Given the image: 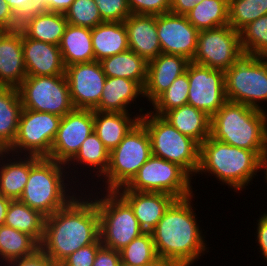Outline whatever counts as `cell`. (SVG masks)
<instances>
[{"label":"cell","instance_id":"cell-1","mask_svg":"<svg viewBox=\"0 0 267 266\" xmlns=\"http://www.w3.org/2000/svg\"><path fill=\"white\" fill-rule=\"evenodd\" d=\"M85 190H81L65 207L45 218L40 249L57 265L100 238L96 200L90 189Z\"/></svg>","mask_w":267,"mask_h":266},{"label":"cell","instance_id":"cell-2","mask_svg":"<svg viewBox=\"0 0 267 266\" xmlns=\"http://www.w3.org/2000/svg\"><path fill=\"white\" fill-rule=\"evenodd\" d=\"M194 195L175 199L151 231L157 255L163 262L192 266L209 252L204 230L196 218L197 209L193 207Z\"/></svg>","mask_w":267,"mask_h":266},{"label":"cell","instance_id":"cell-3","mask_svg":"<svg viewBox=\"0 0 267 266\" xmlns=\"http://www.w3.org/2000/svg\"><path fill=\"white\" fill-rule=\"evenodd\" d=\"M261 158L251 150L231 146L209 136L200 144L199 168L196 173L214 176L233 192L246 191L260 172ZM201 173V174H200ZM213 174V175H212Z\"/></svg>","mask_w":267,"mask_h":266},{"label":"cell","instance_id":"cell-4","mask_svg":"<svg viewBox=\"0 0 267 266\" xmlns=\"http://www.w3.org/2000/svg\"><path fill=\"white\" fill-rule=\"evenodd\" d=\"M210 136L261 158L267 151V112L227 101L211 117Z\"/></svg>","mask_w":267,"mask_h":266},{"label":"cell","instance_id":"cell-5","mask_svg":"<svg viewBox=\"0 0 267 266\" xmlns=\"http://www.w3.org/2000/svg\"><path fill=\"white\" fill-rule=\"evenodd\" d=\"M69 175L65 164L41 158L30 169L28 181L19 201L45 217L51 216L83 190L70 179Z\"/></svg>","mask_w":267,"mask_h":266},{"label":"cell","instance_id":"cell-6","mask_svg":"<svg viewBox=\"0 0 267 266\" xmlns=\"http://www.w3.org/2000/svg\"><path fill=\"white\" fill-rule=\"evenodd\" d=\"M151 143L145 125L139 121L123 140L109 153V166L105 174L92 182L98 190L116 191L125 187L137 174L140 167L150 158ZM105 186V187H104ZM93 187V188H92ZM103 187V189H102Z\"/></svg>","mask_w":267,"mask_h":266},{"label":"cell","instance_id":"cell-7","mask_svg":"<svg viewBox=\"0 0 267 266\" xmlns=\"http://www.w3.org/2000/svg\"><path fill=\"white\" fill-rule=\"evenodd\" d=\"M95 190L91 189L90 194L99 213L100 241L104 247L120 251L145 231L131 206L116 191Z\"/></svg>","mask_w":267,"mask_h":266},{"label":"cell","instance_id":"cell-8","mask_svg":"<svg viewBox=\"0 0 267 266\" xmlns=\"http://www.w3.org/2000/svg\"><path fill=\"white\" fill-rule=\"evenodd\" d=\"M148 132L152 155L175 163L191 177L199 168L200 145L191 137L181 134L162 116L146 111L140 118Z\"/></svg>","mask_w":267,"mask_h":266},{"label":"cell","instance_id":"cell-9","mask_svg":"<svg viewBox=\"0 0 267 266\" xmlns=\"http://www.w3.org/2000/svg\"><path fill=\"white\" fill-rule=\"evenodd\" d=\"M225 95L229 102L267 112L261 105L267 101V57L244 54L227 69Z\"/></svg>","mask_w":267,"mask_h":266},{"label":"cell","instance_id":"cell-10","mask_svg":"<svg viewBox=\"0 0 267 266\" xmlns=\"http://www.w3.org/2000/svg\"><path fill=\"white\" fill-rule=\"evenodd\" d=\"M193 179L179 165L151 155L133 179L118 190L159 192L182 199L193 195Z\"/></svg>","mask_w":267,"mask_h":266},{"label":"cell","instance_id":"cell-11","mask_svg":"<svg viewBox=\"0 0 267 266\" xmlns=\"http://www.w3.org/2000/svg\"><path fill=\"white\" fill-rule=\"evenodd\" d=\"M17 89L23 109L60 117L74 109L65 75L27 76Z\"/></svg>","mask_w":267,"mask_h":266},{"label":"cell","instance_id":"cell-12","mask_svg":"<svg viewBox=\"0 0 267 266\" xmlns=\"http://www.w3.org/2000/svg\"><path fill=\"white\" fill-rule=\"evenodd\" d=\"M61 118L47 112L22 109L16 138L6 151L15 155L48 158Z\"/></svg>","mask_w":267,"mask_h":266},{"label":"cell","instance_id":"cell-13","mask_svg":"<svg viewBox=\"0 0 267 266\" xmlns=\"http://www.w3.org/2000/svg\"><path fill=\"white\" fill-rule=\"evenodd\" d=\"M243 55L240 32L226 25L199 31L197 49L191 62L226 71Z\"/></svg>","mask_w":267,"mask_h":266},{"label":"cell","instance_id":"cell-14","mask_svg":"<svg viewBox=\"0 0 267 266\" xmlns=\"http://www.w3.org/2000/svg\"><path fill=\"white\" fill-rule=\"evenodd\" d=\"M188 104L212 117L226 102L225 71L190 62Z\"/></svg>","mask_w":267,"mask_h":266},{"label":"cell","instance_id":"cell-15","mask_svg":"<svg viewBox=\"0 0 267 266\" xmlns=\"http://www.w3.org/2000/svg\"><path fill=\"white\" fill-rule=\"evenodd\" d=\"M93 131L94 110L74 108L61 118L48 158L67 165Z\"/></svg>","mask_w":267,"mask_h":266},{"label":"cell","instance_id":"cell-16","mask_svg":"<svg viewBox=\"0 0 267 266\" xmlns=\"http://www.w3.org/2000/svg\"><path fill=\"white\" fill-rule=\"evenodd\" d=\"M65 77L74 108L93 110L100 103L107 77L99 61L67 66Z\"/></svg>","mask_w":267,"mask_h":266},{"label":"cell","instance_id":"cell-17","mask_svg":"<svg viewBox=\"0 0 267 266\" xmlns=\"http://www.w3.org/2000/svg\"><path fill=\"white\" fill-rule=\"evenodd\" d=\"M156 26L161 53L180 55L190 61L193 59L199 31L186 15L171 12L157 15Z\"/></svg>","mask_w":267,"mask_h":266},{"label":"cell","instance_id":"cell-18","mask_svg":"<svg viewBox=\"0 0 267 266\" xmlns=\"http://www.w3.org/2000/svg\"><path fill=\"white\" fill-rule=\"evenodd\" d=\"M191 61L180 55L161 53L148 62L144 99L150 105L164 93L177 77L184 74Z\"/></svg>","mask_w":267,"mask_h":266},{"label":"cell","instance_id":"cell-19","mask_svg":"<svg viewBox=\"0 0 267 266\" xmlns=\"http://www.w3.org/2000/svg\"><path fill=\"white\" fill-rule=\"evenodd\" d=\"M22 47L27 76L65 75L59 46L30 39L22 32Z\"/></svg>","mask_w":267,"mask_h":266},{"label":"cell","instance_id":"cell-20","mask_svg":"<svg viewBox=\"0 0 267 266\" xmlns=\"http://www.w3.org/2000/svg\"><path fill=\"white\" fill-rule=\"evenodd\" d=\"M116 192L131 206L140 227L145 232H151L166 209L176 199L172 195L159 192H143L133 190H116Z\"/></svg>","mask_w":267,"mask_h":266},{"label":"cell","instance_id":"cell-21","mask_svg":"<svg viewBox=\"0 0 267 266\" xmlns=\"http://www.w3.org/2000/svg\"><path fill=\"white\" fill-rule=\"evenodd\" d=\"M26 77L22 31H0V86L17 88Z\"/></svg>","mask_w":267,"mask_h":266},{"label":"cell","instance_id":"cell-22","mask_svg":"<svg viewBox=\"0 0 267 266\" xmlns=\"http://www.w3.org/2000/svg\"><path fill=\"white\" fill-rule=\"evenodd\" d=\"M128 37V46L147 62L161 54L157 34L156 16L131 14L123 21Z\"/></svg>","mask_w":267,"mask_h":266},{"label":"cell","instance_id":"cell-23","mask_svg":"<svg viewBox=\"0 0 267 266\" xmlns=\"http://www.w3.org/2000/svg\"><path fill=\"white\" fill-rule=\"evenodd\" d=\"M109 153L110 152L105 148L103 142L98 138L97 134L93 131L85 139V141L82 143V145H81L78 153L75 155V157L66 165L68 173L71 174V175H69L70 178L73 179V181L76 180L75 183H77L78 186L80 185L81 189L83 187V190H85L88 187L87 186L88 184L87 183L82 184L84 179L86 180L88 178V176H91V177L94 176L93 179L97 178L99 180V178H101L105 174V172L107 171L108 166H109ZM78 166L80 167L81 172L85 168H86L85 171L87 170V168L90 169V170L89 169L87 170L88 173H87V171L86 172L83 171V173H85V174H82V175H85V176H83L85 178L81 179L82 180L81 182L79 181L80 179L79 178L77 179V177L75 175V174L78 175V173H76L79 170ZM81 167H83V168H81ZM73 170H74V172H73ZM91 172L94 175H92ZM72 173H74V175ZM87 174H89V175L86 176ZM95 176H97V177H95Z\"/></svg>","mask_w":267,"mask_h":266},{"label":"cell","instance_id":"cell-24","mask_svg":"<svg viewBox=\"0 0 267 266\" xmlns=\"http://www.w3.org/2000/svg\"><path fill=\"white\" fill-rule=\"evenodd\" d=\"M40 159L37 156L10 154L8 151L0 153V194L11 200H19L30 169Z\"/></svg>","mask_w":267,"mask_h":266},{"label":"cell","instance_id":"cell-25","mask_svg":"<svg viewBox=\"0 0 267 266\" xmlns=\"http://www.w3.org/2000/svg\"><path fill=\"white\" fill-rule=\"evenodd\" d=\"M139 97L144 98V89L136 81L107 77L100 103L93 110L134 114L135 112H129V110L133 107L131 104H135L134 101L136 102L137 98L139 100Z\"/></svg>","mask_w":267,"mask_h":266},{"label":"cell","instance_id":"cell-26","mask_svg":"<svg viewBox=\"0 0 267 266\" xmlns=\"http://www.w3.org/2000/svg\"><path fill=\"white\" fill-rule=\"evenodd\" d=\"M145 108H139L135 115L121 112L94 111V132L111 152L130 130L140 121ZM140 114V115H139Z\"/></svg>","mask_w":267,"mask_h":266},{"label":"cell","instance_id":"cell-27","mask_svg":"<svg viewBox=\"0 0 267 266\" xmlns=\"http://www.w3.org/2000/svg\"><path fill=\"white\" fill-rule=\"evenodd\" d=\"M67 25L64 13L37 9L21 20L20 30L30 39L59 46Z\"/></svg>","mask_w":267,"mask_h":266},{"label":"cell","instance_id":"cell-28","mask_svg":"<svg viewBox=\"0 0 267 266\" xmlns=\"http://www.w3.org/2000/svg\"><path fill=\"white\" fill-rule=\"evenodd\" d=\"M181 134L191 137L199 145L210 136L211 117L186 104L167 111L163 116Z\"/></svg>","mask_w":267,"mask_h":266},{"label":"cell","instance_id":"cell-29","mask_svg":"<svg viewBox=\"0 0 267 266\" xmlns=\"http://www.w3.org/2000/svg\"><path fill=\"white\" fill-rule=\"evenodd\" d=\"M94 61L119 54L129 49L127 30L123 22H102L91 29Z\"/></svg>","mask_w":267,"mask_h":266},{"label":"cell","instance_id":"cell-30","mask_svg":"<svg viewBox=\"0 0 267 266\" xmlns=\"http://www.w3.org/2000/svg\"><path fill=\"white\" fill-rule=\"evenodd\" d=\"M65 67L94 61L91 28L68 24L59 44Z\"/></svg>","mask_w":267,"mask_h":266},{"label":"cell","instance_id":"cell-31","mask_svg":"<svg viewBox=\"0 0 267 266\" xmlns=\"http://www.w3.org/2000/svg\"><path fill=\"white\" fill-rule=\"evenodd\" d=\"M106 77L136 81L143 89L147 81L148 62L130 49L100 61Z\"/></svg>","mask_w":267,"mask_h":266},{"label":"cell","instance_id":"cell-32","mask_svg":"<svg viewBox=\"0 0 267 266\" xmlns=\"http://www.w3.org/2000/svg\"><path fill=\"white\" fill-rule=\"evenodd\" d=\"M22 109L18 89L0 86V146L5 151L16 138Z\"/></svg>","mask_w":267,"mask_h":266},{"label":"cell","instance_id":"cell-33","mask_svg":"<svg viewBox=\"0 0 267 266\" xmlns=\"http://www.w3.org/2000/svg\"><path fill=\"white\" fill-rule=\"evenodd\" d=\"M45 216L19 200H11L4 225L32 236L39 244L43 239Z\"/></svg>","mask_w":267,"mask_h":266},{"label":"cell","instance_id":"cell-34","mask_svg":"<svg viewBox=\"0 0 267 266\" xmlns=\"http://www.w3.org/2000/svg\"><path fill=\"white\" fill-rule=\"evenodd\" d=\"M38 249L40 244L32 236L6 225L0 226V266L30 256Z\"/></svg>","mask_w":267,"mask_h":266},{"label":"cell","instance_id":"cell-35","mask_svg":"<svg viewBox=\"0 0 267 266\" xmlns=\"http://www.w3.org/2000/svg\"><path fill=\"white\" fill-rule=\"evenodd\" d=\"M229 0H203L186 14L198 30L215 29L229 24Z\"/></svg>","mask_w":267,"mask_h":266},{"label":"cell","instance_id":"cell-36","mask_svg":"<svg viewBox=\"0 0 267 266\" xmlns=\"http://www.w3.org/2000/svg\"><path fill=\"white\" fill-rule=\"evenodd\" d=\"M120 252L121 263L129 265H158L159 259L151 232H144L133 239Z\"/></svg>","mask_w":267,"mask_h":266},{"label":"cell","instance_id":"cell-37","mask_svg":"<svg viewBox=\"0 0 267 266\" xmlns=\"http://www.w3.org/2000/svg\"><path fill=\"white\" fill-rule=\"evenodd\" d=\"M229 26L240 32L249 23L267 15V0H229Z\"/></svg>","mask_w":267,"mask_h":266},{"label":"cell","instance_id":"cell-38","mask_svg":"<svg viewBox=\"0 0 267 266\" xmlns=\"http://www.w3.org/2000/svg\"><path fill=\"white\" fill-rule=\"evenodd\" d=\"M189 88L188 74L185 72L177 77L170 87L151 104L149 111L155 115L163 116L171 109L188 104Z\"/></svg>","mask_w":267,"mask_h":266},{"label":"cell","instance_id":"cell-39","mask_svg":"<svg viewBox=\"0 0 267 266\" xmlns=\"http://www.w3.org/2000/svg\"><path fill=\"white\" fill-rule=\"evenodd\" d=\"M244 54L267 57V15L259 17L240 31Z\"/></svg>","mask_w":267,"mask_h":266},{"label":"cell","instance_id":"cell-40","mask_svg":"<svg viewBox=\"0 0 267 266\" xmlns=\"http://www.w3.org/2000/svg\"><path fill=\"white\" fill-rule=\"evenodd\" d=\"M64 16L68 24L91 29L104 22L94 0H75Z\"/></svg>","mask_w":267,"mask_h":266},{"label":"cell","instance_id":"cell-41","mask_svg":"<svg viewBox=\"0 0 267 266\" xmlns=\"http://www.w3.org/2000/svg\"><path fill=\"white\" fill-rule=\"evenodd\" d=\"M104 22H123L130 12L127 0H94Z\"/></svg>","mask_w":267,"mask_h":266},{"label":"cell","instance_id":"cell-42","mask_svg":"<svg viewBox=\"0 0 267 266\" xmlns=\"http://www.w3.org/2000/svg\"><path fill=\"white\" fill-rule=\"evenodd\" d=\"M130 12L139 15H160L168 13L171 0H127Z\"/></svg>","mask_w":267,"mask_h":266},{"label":"cell","instance_id":"cell-43","mask_svg":"<svg viewBox=\"0 0 267 266\" xmlns=\"http://www.w3.org/2000/svg\"><path fill=\"white\" fill-rule=\"evenodd\" d=\"M100 238L66 257L58 266H92L98 250L102 247Z\"/></svg>","mask_w":267,"mask_h":266},{"label":"cell","instance_id":"cell-44","mask_svg":"<svg viewBox=\"0 0 267 266\" xmlns=\"http://www.w3.org/2000/svg\"><path fill=\"white\" fill-rule=\"evenodd\" d=\"M3 266H58L49 256L41 249H38L34 254L25 258L12 260Z\"/></svg>","mask_w":267,"mask_h":266},{"label":"cell","instance_id":"cell-45","mask_svg":"<svg viewBox=\"0 0 267 266\" xmlns=\"http://www.w3.org/2000/svg\"><path fill=\"white\" fill-rule=\"evenodd\" d=\"M21 20L14 14L5 0H0V31L20 29Z\"/></svg>","mask_w":267,"mask_h":266},{"label":"cell","instance_id":"cell-46","mask_svg":"<svg viewBox=\"0 0 267 266\" xmlns=\"http://www.w3.org/2000/svg\"><path fill=\"white\" fill-rule=\"evenodd\" d=\"M120 265H121L120 252L102 246L98 250L92 266H120Z\"/></svg>","mask_w":267,"mask_h":266},{"label":"cell","instance_id":"cell-47","mask_svg":"<svg viewBox=\"0 0 267 266\" xmlns=\"http://www.w3.org/2000/svg\"><path fill=\"white\" fill-rule=\"evenodd\" d=\"M256 221L257 227L254 236L256 235L257 239L255 243L259 244H257L261 254L259 256H263V259L267 262V212L260 215Z\"/></svg>","mask_w":267,"mask_h":266},{"label":"cell","instance_id":"cell-48","mask_svg":"<svg viewBox=\"0 0 267 266\" xmlns=\"http://www.w3.org/2000/svg\"><path fill=\"white\" fill-rule=\"evenodd\" d=\"M14 14L22 20L25 16L37 10L36 0H5Z\"/></svg>","mask_w":267,"mask_h":266},{"label":"cell","instance_id":"cell-49","mask_svg":"<svg viewBox=\"0 0 267 266\" xmlns=\"http://www.w3.org/2000/svg\"><path fill=\"white\" fill-rule=\"evenodd\" d=\"M75 0H36L38 10L65 13Z\"/></svg>","mask_w":267,"mask_h":266},{"label":"cell","instance_id":"cell-50","mask_svg":"<svg viewBox=\"0 0 267 266\" xmlns=\"http://www.w3.org/2000/svg\"><path fill=\"white\" fill-rule=\"evenodd\" d=\"M202 1L203 0H171V8L169 12L177 15H186L197 3Z\"/></svg>","mask_w":267,"mask_h":266},{"label":"cell","instance_id":"cell-51","mask_svg":"<svg viewBox=\"0 0 267 266\" xmlns=\"http://www.w3.org/2000/svg\"><path fill=\"white\" fill-rule=\"evenodd\" d=\"M11 199L0 194V226L4 225L7 209Z\"/></svg>","mask_w":267,"mask_h":266},{"label":"cell","instance_id":"cell-52","mask_svg":"<svg viewBox=\"0 0 267 266\" xmlns=\"http://www.w3.org/2000/svg\"><path fill=\"white\" fill-rule=\"evenodd\" d=\"M260 172H264L263 174L265 178V183L267 184V151L261 157V167Z\"/></svg>","mask_w":267,"mask_h":266},{"label":"cell","instance_id":"cell-53","mask_svg":"<svg viewBox=\"0 0 267 266\" xmlns=\"http://www.w3.org/2000/svg\"><path fill=\"white\" fill-rule=\"evenodd\" d=\"M156 266H179L177 264H174V263H170V262H163L161 261L158 265Z\"/></svg>","mask_w":267,"mask_h":266},{"label":"cell","instance_id":"cell-54","mask_svg":"<svg viewBox=\"0 0 267 266\" xmlns=\"http://www.w3.org/2000/svg\"><path fill=\"white\" fill-rule=\"evenodd\" d=\"M120 266H156V265H129V264L121 263Z\"/></svg>","mask_w":267,"mask_h":266},{"label":"cell","instance_id":"cell-55","mask_svg":"<svg viewBox=\"0 0 267 266\" xmlns=\"http://www.w3.org/2000/svg\"><path fill=\"white\" fill-rule=\"evenodd\" d=\"M5 150L0 146V153L4 152Z\"/></svg>","mask_w":267,"mask_h":266}]
</instances>
